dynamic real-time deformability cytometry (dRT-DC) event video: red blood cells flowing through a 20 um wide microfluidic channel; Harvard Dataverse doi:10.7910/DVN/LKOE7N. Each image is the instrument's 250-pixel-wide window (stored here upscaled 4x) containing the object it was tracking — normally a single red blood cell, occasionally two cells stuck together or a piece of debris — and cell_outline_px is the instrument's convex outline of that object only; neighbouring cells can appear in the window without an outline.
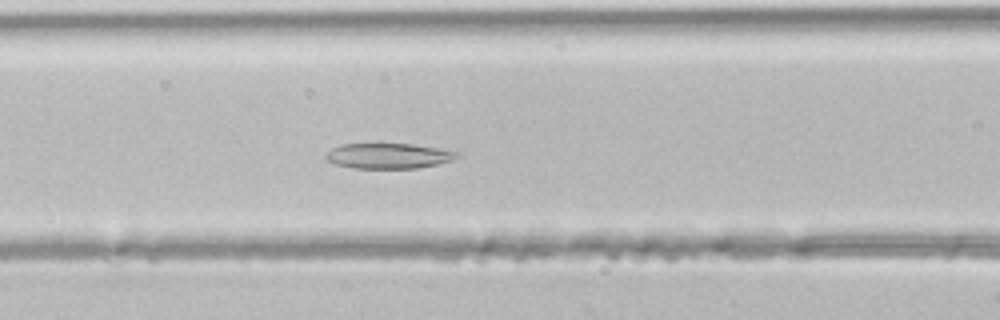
{"species": "common noctule bat (a hibernating species)", "species_latin": "Nyctalus noctula", "temperature_condition": "room temperature", "stored_images_in_passage": 29, "camera_frame_rate_fps": 3000, "um_per_image_px": 0.085, "animal": {"sex": "male", "body_mass_g": 21.5, "forearm_length_mm": 52.0}, "frame": {"image": 1, "passage_image": 10, "time_ms": 3.0, "image_size_px": [1000, 320], "cell_outline_px": [[456, 156], [452, 160], [436, 164], [416, 168], [356, 168], [336, 164], [328, 160], [324, 156], [332, 148], [340, 144], [412, 144], [440, 148], [456, 152]], "centroid_in_image_um": [32.98, 13.24], "position_along_channel_um": 133.6, "area_um2": 19.02}}
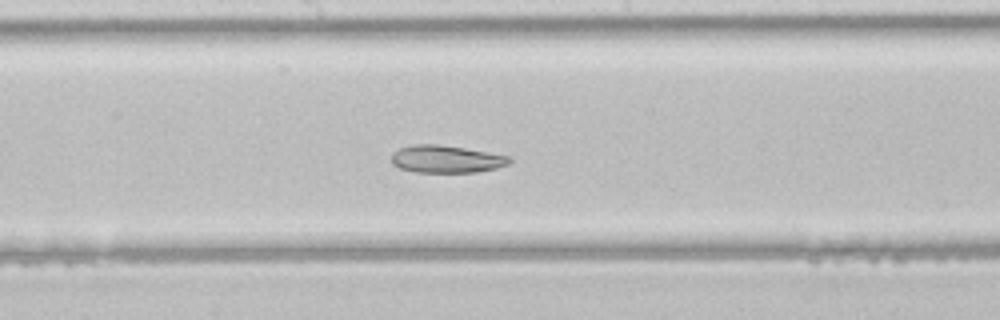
{"frame": {"image": 2, "passage_image": 15, "time_ms": 4.667, "image_size_px": [1000, 320], "cell_outline_px": [[512, 160], [508, 164], [496, 168], [476, 172], [416, 172], [400, 168], [392, 164], [392, 152], [400, 148], [412, 144], [436, 144], [464, 148], [512, 156]], "centroid_in_image_um": [37.94, 13.52], "position_along_channel_um": 210.3, "area_um2": 18.9}}
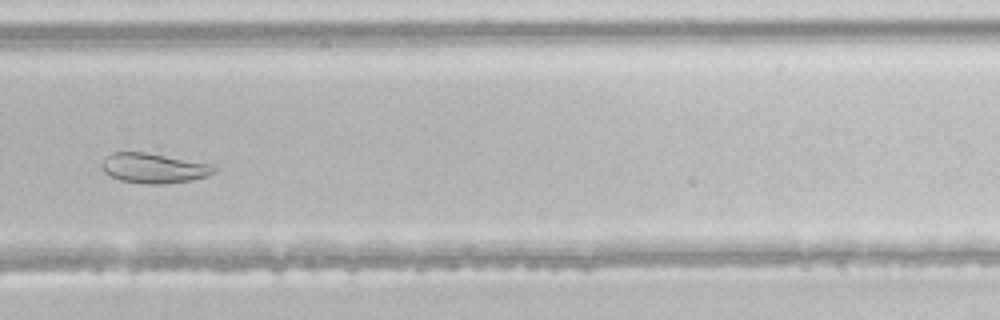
{"frame": {"image": 3, "passage_image": 22, "time_ms": 7.0, "image_size_px": [1000, 320], "cell_outline_px": [[216, 172], [208, 176], [192, 180], [164, 184], [144, 184], [120, 180], [104, 172], [100, 168], [100, 164], [112, 152], [144, 152], [212, 164], [216, 168]], "centroid_in_image_um": [13.08, 14.3], "position_along_channel_um": 316.7, "area_um2": 19.59}}